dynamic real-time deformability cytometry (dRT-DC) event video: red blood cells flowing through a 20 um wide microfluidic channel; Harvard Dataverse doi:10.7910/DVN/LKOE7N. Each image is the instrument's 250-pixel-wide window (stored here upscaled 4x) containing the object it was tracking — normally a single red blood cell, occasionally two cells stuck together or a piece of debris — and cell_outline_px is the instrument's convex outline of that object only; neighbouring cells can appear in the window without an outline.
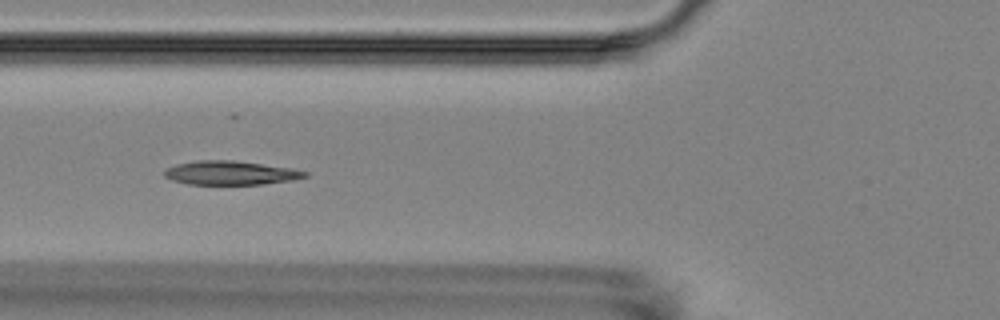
{"species": "Egyptian fruit bat (a non-hibernating species)", "species_latin": "Rousettus aegyptiacus", "temperature_condition": "room temperature", "stored_images_in_passage": 7, "camera_frame_rate_fps": 3000, "um_per_image_px": 0.085, "animal": {"sex": "female"}, "frame": {"image": 1, "passage_image": 6, "time_ms": 6.0, "image_size_px": [1000, 320], "cell_outline_px": [[308, 176], [292, 180], [264, 184], [188, 184], [172, 180], [164, 176], [164, 172], [168, 168], [176, 164], [196, 160], [232, 160], [292, 168], [308, 172]], "centroid_in_image_um": [19.6, 14.69], "position_along_channel_um": 106.2, "area_um2": 19.48}}
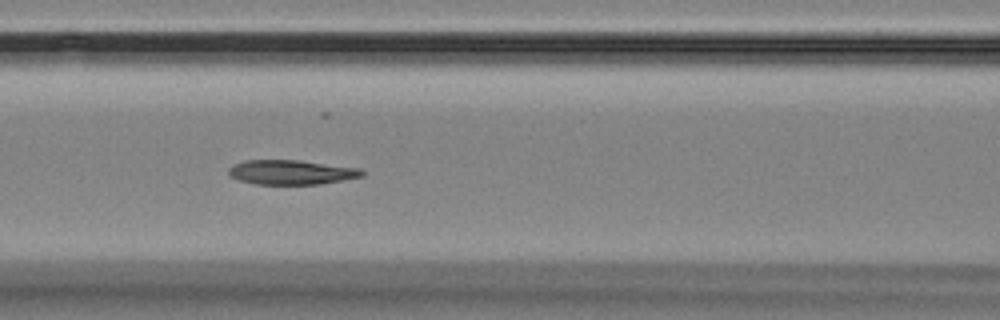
{"frame": {"image": 2, "passage_image": 7, "time_ms": 7.0, "image_size_px": [1000, 320], "cell_outline_px": [[364, 176], [344, 180], [320, 184], [256, 184], [240, 180], [232, 176], [228, 172], [228, 168], [232, 164], [244, 160], [300, 160], [360, 168], [364, 172]], "centroid_in_image_um": [24.77, 14.63], "position_along_channel_um": 141.8, "area_um2": 19.13}}